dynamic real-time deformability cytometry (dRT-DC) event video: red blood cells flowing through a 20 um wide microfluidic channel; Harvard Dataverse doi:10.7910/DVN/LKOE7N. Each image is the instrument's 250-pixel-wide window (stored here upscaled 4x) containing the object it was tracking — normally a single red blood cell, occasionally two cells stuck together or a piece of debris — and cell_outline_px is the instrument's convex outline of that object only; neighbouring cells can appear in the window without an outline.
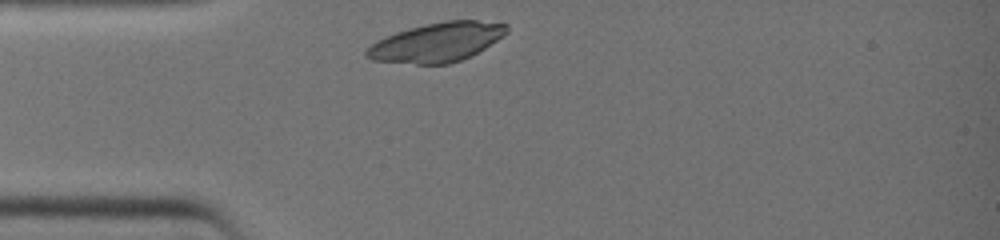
{"species": "common noctule bat (a hibernating species)", "species_latin": "Nyctalus noctula", "temperature_condition": "warm", "stored_images_in_passage": 11, "camera_frame_rate_fps": 3000, "um_per_image_px": 0.085, "animal": {"sex": "female", "body_mass_g": 19.0, "forearm_length_mm": 51.5}, "frame": {"image": 1, "passage_image": 1, "time_ms": 0.0, "image_size_px": [1000, 240], "cell_outline_px": [[508, 32], [504, 36], [484, 48], [460, 60], [448, 64], [416, 64], [372, 60], [364, 56], [364, 52], [376, 40], [396, 32], [408, 28], [448, 20], [476, 20], [508, 24]], "centroid_in_image_um": [37.12, 3.59], "position_along_channel_um": 47.9, "area_um2": 31.79}}
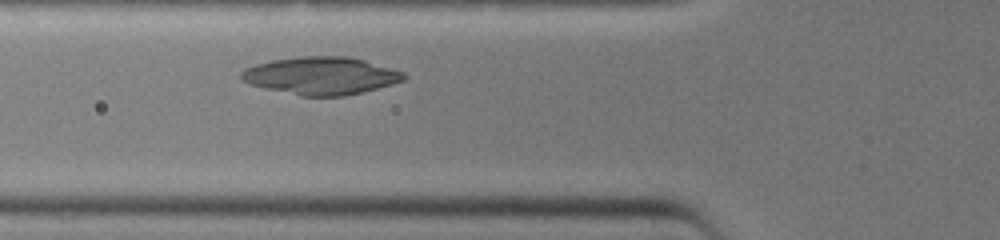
{"frame": {"image": 2, "passage_image": 5, "time_ms": 1.333, "image_size_px": [1000, 240], "cell_outline_px": [[408, 76], [404, 80], [392, 84], [364, 92], [344, 96], [300, 96], [264, 88], [248, 84], [240, 80], [240, 72], [244, 68], [256, 64], [272, 60], [300, 56], [348, 56], [364, 60], [392, 68], [404, 72]], "centroid_in_image_um": [27.27, 6.44], "position_along_channel_um": 98.5, "area_um2": 35.95}}
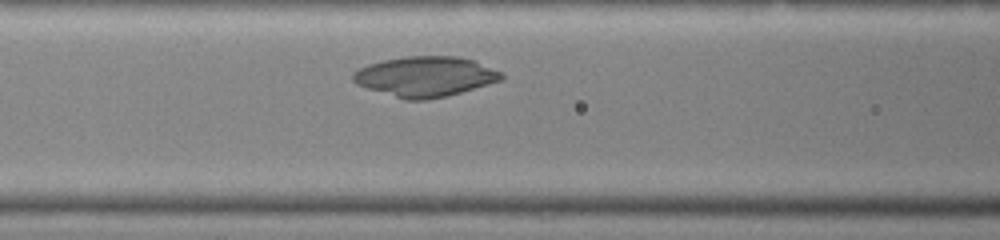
{"frame": {"image": 3, "passage_image": 7, "time_ms": 2.0, "image_size_px": [1000, 240], "cell_outline_px": [[504, 80], [460, 92], [428, 100], [404, 100], [356, 84], [352, 80], [352, 72], [368, 64], [384, 60], [404, 56], [460, 56], [472, 60], [504, 72]], "centroid_in_image_um": [36.16, 6.5], "position_along_channel_um": 130.4, "area_um2": 34.8}}